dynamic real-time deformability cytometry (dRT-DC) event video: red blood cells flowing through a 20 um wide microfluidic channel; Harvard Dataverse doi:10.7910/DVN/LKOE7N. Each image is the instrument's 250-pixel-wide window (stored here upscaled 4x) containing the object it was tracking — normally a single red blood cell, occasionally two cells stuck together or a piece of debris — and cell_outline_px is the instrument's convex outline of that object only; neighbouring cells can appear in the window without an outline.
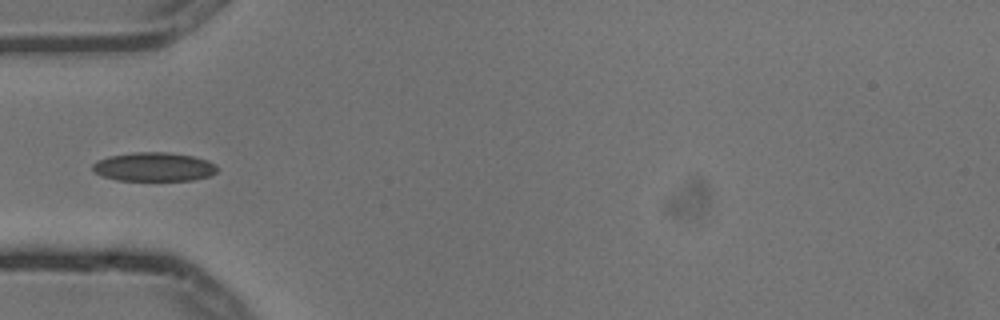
{"species": "common noctule bat (a hibernating species)", "species_latin": "Nyctalus noctula", "temperature_condition": "cold", "stored_images_in_passage": 6, "camera_frame_rate_fps": 3000, "um_per_image_px": 0.085, "animal": {"sex": "male", "body_mass_g": 13.3}, "frame": {"image": 1, "passage_image": 6, "time_ms": 1.667, "image_size_px": [1000, 320], "cell_outline_px": [[216, 172], [208, 176], [192, 180], [116, 180], [104, 176], [96, 172], [92, 168], [92, 164], [96, 160], [108, 156], [132, 152], [168, 152], [192, 156], [208, 160], [216, 164]], "centroid_in_image_um": [13.07, 14.17], "position_along_channel_um": 71.9, "area_um2": 20.92}}